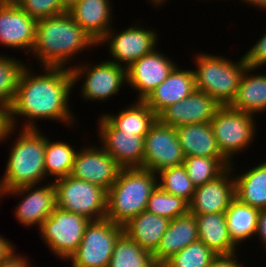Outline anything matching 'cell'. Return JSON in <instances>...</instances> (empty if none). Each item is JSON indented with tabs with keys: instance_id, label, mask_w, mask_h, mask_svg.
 Wrapping results in <instances>:
<instances>
[{
	"instance_id": "cell-38",
	"label": "cell",
	"mask_w": 266,
	"mask_h": 267,
	"mask_svg": "<svg viewBox=\"0 0 266 267\" xmlns=\"http://www.w3.org/2000/svg\"><path fill=\"white\" fill-rule=\"evenodd\" d=\"M247 67L258 69L266 65V30L254 45L243 55Z\"/></svg>"
},
{
	"instance_id": "cell-34",
	"label": "cell",
	"mask_w": 266,
	"mask_h": 267,
	"mask_svg": "<svg viewBox=\"0 0 266 267\" xmlns=\"http://www.w3.org/2000/svg\"><path fill=\"white\" fill-rule=\"evenodd\" d=\"M146 211L170 220L189 212V203L181 197L163 191L158 185L152 191Z\"/></svg>"
},
{
	"instance_id": "cell-29",
	"label": "cell",
	"mask_w": 266,
	"mask_h": 267,
	"mask_svg": "<svg viewBox=\"0 0 266 267\" xmlns=\"http://www.w3.org/2000/svg\"><path fill=\"white\" fill-rule=\"evenodd\" d=\"M259 209L238 201L236 198L225 211L229 236L237 246L255 236Z\"/></svg>"
},
{
	"instance_id": "cell-9",
	"label": "cell",
	"mask_w": 266,
	"mask_h": 267,
	"mask_svg": "<svg viewBox=\"0 0 266 267\" xmlns=\"http://www.w3.org/2000/svg\"><path fill=\"white\" fill-rule=\"evenodd\" d=\"M89 222L90 220L82 215L56 207L40 226L39 233L57 257L68 261L81 243Z\"/></svg>"
},
{
	"instance_id": "cell-11",
	"label": "cell",
	"mask_w": 266,
	"mask_h": 267,
	"mask_svg": "<svg viewBox=\"0 0 266 267\" xmlns=\"http://www.w3.org/2000/svg\"><path fill=\"white\" fill-rule=\"evenodd\" d=\"M137 25V26H136ZM111 28L106 35L99 41L98 45L108 43V49L111 60L117 65L128 68L132 63L140 59L142 56L152 52L158 42L157 31L135 26H128L125 30L116 33ZM122 63V64H121Z\"/></svg>"
},
{
	"instance_id": "cell-16",
	"label": "cell",
	"mask_w": 266,
	"mask_h": 267,
	"mask_svg": "<svg viewBox=\"0 0 266 267\" xmlns=\"http://www.w3.org/2000/svg\"><path fill=\"white\" fill-rule=\"evenodd\" d=\"M37 187V188H36ZM22 196L23 199L15 209V217L22 226L31 227L42 223L50 216L57 207L56 189L53 181L43 187L37 185L21 186L9 191L5 195Z\"/></svg>"
},
{
	"instance_id": "cell-25",
	"label": "cell",
	"mask_w": 266,
	"mask_h": 267,
	"mask_svg": "<svg viewBox=\"0 0 266 267\" xmlns=\"http://www.w3.org/2000/svg\"><path fill=\"white\" fill-rule=\"evenodd\" d=\"M195 217L199 240L218 254L237 253V247L231 240L225 212L192 214Z\"/></svg>"
},
{
	"instance_id": "cell-28",
	"label": "cell",
	"mask_w": 266,
	"mask_h": 267,
	"mask_svg": "<svg viewBox=\"0 0 266 267\" xmlns=\"http://www.w3.org/2000/svg\"><path fill=\"white\" fill-rule=\"evenodd\" d=\"M235 198L257 209L266 208V161L234 175Z\"/></svg>"
},
{
	"instance_id": "cell-18",
	"label": "cell",
	"mask_w": 266,
	"mask_h": 267,
	"mask_svg": "<svg viewBox=\"0 0 266 267\" xmlns=\"http://www.w3.org/2000/svg\"><path fill=\"white\" fill-rule=\"evenodd\" d=\"M220 106L211 96L195 89L182 101L165 108L157 118L161 123L175 128L210 123Z\"/></svg>"
},
{
	"instance_id": "cell-14",
	"label": "cell",
	"mask_w": 266,
	"mask_h": 267,
	"mask_svg": "<svg viewBox=\"0 0 266 267\" xmlns=\"http://www.w3.org/2000/svg\"><path fill=\"white\" fill-rule=\"evenodd\" d=\"M98 132L101 147L122 168H143L144 137L117 130L103 115L99 117Z\"/></svg>"
},
{
	"instance_id": "cell-15",
	"label": "cell",
	"mask_w": 266,
	"mask_h": 267,
	"mask_svg": "<svg viewBox=\"0 0 266 267\" xmlns=\"http://www.w3.org/2000/svg\"><path fill=\"white\" fill-rule=\"evenodd\" d=\"M36 23L14 0H0V44L3 46L30 53L35 43Z\"/></svg>"
},
{
	"instance_id": "cell-30",
	"label": "cell",
	"mask_w": 266,
	"mask_h": 267,
	"mask_svg": "<svg viewBox=\"0 0 266 267\" xmlns=\"http://www.w3.org/2000/svg\"><path fill=\"white\" fill-rule=\"evenodd\" d=\"M108 267H159L153 254L144 250L125 233L115 243Z\"/></svg>"
},
{
	"instance_id": "cell-5",
	"label": "cell",
	"mask_w": 266,
	"mask_h": 267,
	"mask_svg": "<svg viewBox=\"0 0 266 267\" xmlns=\"http://www.w3.org/2000/svg\"><path fill=\"white\" fill-rule=\"evenodd\" d=\"M194 62L196 89L211 96L221 106L230 105L236 96L241 76L247 68L244 58L233 62L211 53H196Z\"/></svg>"
},
{
	"instance_id": "cell-31",
	"label": "cell",
	"mask_w": 266,
	"mask_h": 267,
	"mask_svg": "<svg viewBox=\"0 0 266 267\" xmlns=\"http://www.w3.org/2000/svg\"><path fill=\"white\" fill-rule=\"evenodd\" d=\"M74 146L65 141L51 142L46 137L44 166L46 177L52 176L57 180L71 174L75 155L77 153Z\"/></svg>"
},
{
	"instance_id": "cell-22",
	"label": "cell",
	"mask_w": 266,
	"mask_h": 267,
	"mask_svg": "<svg viewBox=\"0 0 266 267\" xmlns=\"http://www.w3.org/2000/svg\"><path fill=\"white\" fill-rule=\"evenodd\" d=\"M197 240L199 235L194 215L188 212L172 219L157 250L153 253L155 263L160 267L171 256Z\"/></svg>"
},
{
	"instance_id": "cell-27",
	"label": "cell",
	"mask_w": 266,
	"mask_h": 267,
	"mask_svg": "<svg viewBox=\"0 0 266 267\" xmlns=\"http://www.w3.org/2000/svg\"><path fill=\"white\" fill-rule=\"evenodd\" d=\"M103 116L117 130L143 137L158 119L156 113L142 100H135V103L116 114L105 113Z\"/></svg>"
},
{
	"instance_id": "cell-1",
	"label": "cell",
	"mask_w": 266,
	"mask_h": 267,
	"mask_svg": "<svg viewBox=\"0 0 266 267\" xmlns=\"http://www.w3.org/2000/svg\"><path fill=\"white\" fill-rule=\"evenodd\" d=\"M41 69L44 74L38 75L26 65L20 74L14 100L8 109L10 126L15 129L20 116L27 118L23 129H38L35 124L38 119L55 120L69 126L76 121L68 104L74 86L70 68Z\"/></svg>"
},
{
	"instance_id": "cell-12",
	"label": "cell",
	"mask_w": 266,
	"mask_h": 267,
	"mask_svg": "<svg viewBox=\"0 0 266 267\" xmlns=\"http://www.w3.org/2000/svg\"><path fill=\"white\" fill-rule=\"evenodd\" d=\"M143 168L154 173L184 164L185 155L178 141L176 128L158 119L144 137Z\"/></svg>"
},
{
	"instance_id": "cell-4",
	"label": "cell",
	"mask_w": 266,
	"mask_h": 267,
	"mask_svg": "<svg viewBox=\"0 0 266 267\" xmlns=\"http://www.w3.org/2000/svg\"><path fill=\"white\" fill-rule=\"evenodd\" d=\"M18 136L13 141L3 178L0 179L5 191L38 183L40 185L43 179H46L44 166L46 136L40 133L39 128H21Z\"/></svg>"
},
{
	"instance_id": "cell-42",
	"label": "cell",
	"mask_w": 266,
	"mask_h": 267,
	"mask_svg": "<svg viewBox=\"0 0 266 267\" xmlns=\"http://www.w3.org/2000/svg\"><path fill=\"white\" fill-rule=\"evenodd\" d=\"M259 236L262 245L266 246V208L259 210L257 230L255 236Z\"/></svg>"
},
{
	"instance_id": "cell-35",
	"label": "cell",
	"mask_w": 266,
	"mask_h": 267,
	"mask_svg": "<svg viewBox=\"0 0 266 267\" xmlns=\"http://www.w3.org/2000/svg\"><path fill=\"white\" fill-rule=\"evenodd\" d=\"M216 256L212 249L197 240L171 256L160 267H210Z\"/></svg>"
},
{
	"instance_id": "cell-40",
	"label": "cell",
	"mask_w": 266,
	"mask_h": 267,
	"mask_svg": "<svg viewBox=\"0 0 266 267\" xmlns=\"http://www.w3.org/2000/svg\"><path fill=\"white\" fill-rule=\"evenodd\" d=\"M15 128L10 126L9 112L5 107L0 106V142L6 141L10 134L14 133Z\"/></svg>"
},
{
	"instance_id": "cell-47",
	"label": "cell",
	"mask_w": 266,
	"mask_h": 267,
	"mask_svg": "<svg viewBox=\"0 0 266 267\" xmlns=\"http://www.w3.org/2000/svg\"><path fill=\"white\" fill-rule=\"evenodd\" d=\"M2 197H5V190H4L2 182L0 181V198L2 199Z\"/></svg>"
},
{
	"instance_id": "cell-33",
	"label": "cell",
	"mask_w": 266,
	"mask_h": 267,
	"mask_svg": "<svg viewBox=\"0 0 266 267\" xmlns=\"http://www.w3.org/2000/svg\"><path fill=\"white\" fill-rule=\"evenodd\" d=\"M157 185L169 194L183 198L188 203L191 202L195 186L189 178L184 165L168 167L157 173Z\"/></svg>"
},
{
	"instance_id": "cell-45",
	"label": "cell",
	"mask_w": 266,
	"mask_h": 267,
	"mask_svg": "<svg viewBox=\"0 0 266 267\" xmlns=\"http://www.w3.org/2000/svg\"><path fill=\"white\" fill-rule=\"evenodd\" d=\"M62 7L69 11L71 7L78 1V0H60Z\"/></svg>"
},
{
	"instance_id": "cell-20",
	"label": "cell",
	"mask_w": 266,
	"mask_h": 267,
	"mask_svg": "<svg viewBox=\"0 0 266 267\" xmlns=\"http://www.w3.org/2000/svg\"><path fill=\"white\" fill-rule=\"evenodd\" d=\"M195 89L193 70H182L177 65L169 76L147 96L144 102L158 116L165 108L182 101Z\"/></svg>"
},
{
	"instance_id": "cell-39",
	"label": "cell",
	"mask_w": 266,
	"mask_h": 267,
	"mask_svg": "<svg viewBox=\"0 0 266 267\" xmlns=\"http://www.w3.org/2000/svg\"><path fill=\"white\" fill-rule=\"evenodd\" d=\"M236 253L233 254H218L211 262L210 267H246L239 264Z\"/></svg>"
},
{
	"instance_id": "cell-44",
	"label": "cell",
	"mask_w": 266,
	"mask_h": 267,
	"mask_svg": "<svg viewBox=\"0 0 266 267\" xmlns=\"http://www.w3.org/2000/svg\"><path fill=\"white\" fill-rule=\"evenodd\" d=\"M243 3L245 2L247 5H252L258 8L266 9V0H242Z\"/></svg>"
},
{
	"instance_id": "cell-37",
	"label": "cell",
	"mask_w": 266,
	"mask_h": 267,
	"mask_svg": "<svg viewBox=\"0 0 266 267\" xmlns=\"http://www.w3.org/2000/svg\"><path fill=\"white\" fill-rule=\"evenodd\" d=\"M28 16L34 20H42L67 12L60 0H14Z\"/></svg>"
},
{
	"instance_id": "cell-8",
	"label": "cell",
	"mask_w": 266,
	"mask_h": 267,
	"mask_svg": "<svg viewBox=\"0 0 266 267\" xmlns=\"http://www.w3.org/2000/svg\"><path fill=\"white\" fill-rule=\"evenodd\" d=\"M123 233V226L109 219L90 221L77 250L68 259L71 267H108L115 243Z\"/></svg>"
},
{
	"instance_id": "cell-46",
	"label": "cell",
	"mask_w": 266,
	"mask_h": 267,
	"mask_svg": "<svg viewBox=\"0 0 266 267\" xmlns=\"http://www.w3.org/2000/svg\"><path fill=\"white\" fill-rule=\"evenodd\" d=\"M165 1L167 0H150L149 2H151V4H155V6H161Z\"/></svg>"
},
{
	"instance_id": "cell-6",
	"label": "cell",
	"mask_w": 266,
	"mask_h": 267,
	"mask_svg": "<svg viewBox=\"0 0 266 267\" xmlns=\"http://www.w3.org/2000/svg\"><path fill=\"white\" fill-rule=\"evenodd\" d=\"M57 208L82 215L90 221L104 219L107 213V191L71 175L53 180Z\"/></svg>"
},
{
	"instance_id": "cell-3",
	"label": "cell",
	"mask_w": 266,
	"mask_h": 267,
	"mask_svg": "<svg viewBox=\"0 0 266 267\" xmlns=\"http://www.w3.org/2000/svg\"><path fill=\"white\" fill-rule=\"evenodd\" d=\"M157 177V173L142 167L121 169L117 180L107 191L105 218L123 226L145 211L157 186Z\"/></svg>"
},
{
	"instance_id": "cell-2",
	"label": "cell",
	"mask_w": 266,
	"mask_h": 267,
	"mask_svg": "<svg viewBox=\"0 0 266 267\" xmlns=\"http://www.w3.org/2000/svg\"><path fill=\"white\" fill-rule=\"evenodd\" d=\"M93 46L98 44L65 12L37 21L31 54L40 67L69 68V60Z\"/></svg>"
},
{
	"instance_id": "cell-32",
	"label": "cell",
	"mask_w": 266,
	"mask_h": 267,
	"mask_svg": "<svg viewBox=\"0 0 266 267\" xmlns=\"http://www.w3.org/2000/svg\"><path fill=\"white\" fill-rule=\"evenodd\" d=\"M231 164L225 157L191 156L185 157L183 165L193 185L198 187L220 176Z\"/></svg>"
},
{
	"instance_id": "cell-21",
	"label": "cell",
	"mask_w": 266,
	"mask_h": 267,
	"mask_svg": "<svg viewBox=\"0 0 266 267\" xmlns=\"http://www.w3.org/2000/svg\"><path fill=\"white\" fill-rule=\"evenodd\" d=\"M110 0H78L69 11L74 21L98 44L112 28Z\"/></svg>"
},
{
	"instance_id": "cell-17",
	"label": "cell",
	"mask_w": 266,
	"mask_h": 267,
	"mask_svg": "<svg viewBox=\"0 0 266 267\" xmlns=\"http://www.w3.org/2000/svg\"><path fill=\"white\" fill-rule=\"evenodd\" d=\"M177 66L165 54L156 48L142 56L127 68V84L139 91L137 100L144 101L147 96L158 87Z\"/></svg>"
},
{
	"instance_id": "cell-24",
	"label": "cell",
	"mask_w": 266,
	"mask_h": 267,
	"mask_svg": "<svg viewBox=\"0 0 266 267\" xmlns=\"http://www.w3.org/2000/svg\"><path fill=\"white\" fill-rule=\"evenodd\" d=\"M185 157H224L217 145L210 123H196L176 128Z\"/></svg>"
},
{
	"instance_id": "cell-23",
	"label": "cell",
	"mask_w": 266,
	"mask_h": 267,
	"mask_svg": "<svg viewBox=\"0 0 266 267\" xmlns=\"http://www.w3.org/2000/svg\"><path fill=\"white\" fill-rule=\"evenodd\" d=\"M170 219L143 211L125 225L124 233L144 250L154 253L166 232Z\"/></svg>"
},
{
	"instance_id": "cell-43",
	"label": "cell",
	"mask_w": 266,
	"mask_h": 267,
	"mask_svg": "<svg viewBox=\"0 0 266 267\" xmlns=\"http://www.w3.org/2000/svg\"><path fill=\"white\" fill-rule=\"evenodd\" d=\"M15 248L11 241L0 235V263L15 252Z\"/></svg>"
},
{
	"instance_id": "cell-7",
	"label": "cell",
	"mask_w": 266,
	"mask_h": 267,
	"mask_svg": "<svg viewBox=\"0 0 266 267\" xmlns=\"http://www.w3.org/2000/svg\"><path fill=\"white\" fill-rule=\"evenodd\" d=\"M256 115L220 106L210 124L221 154L232 163L235 154L252 144L256 134Z\"/></svg>"
},
{
	"instance_id": "cell-41",
	"label": "cell",
	"mask_w": 266,
	"mask_h": 267,
	"mask_svg": "<svg viewBox=\"0 0 266 267\" xmlns=\"http://www.w3.org/2000/svg\"><path fill=\"white\" fill-rule=\"evenodd\" d=\"M27 257L13 252L7 259L0 263V267H32Z\"/></svg>"
},
{
	"instance_id": "cell-19",
	"label": "cell",
	"mask_w": 266,
	"mask_h": 267,
	"mask_svg": "<svg viewBox=\"0 0 266 267\" xmlns=\"http://www.w3.org/2000/svg\"><path fill=\"white\" fill-rule=\"evenodd\" d=\"M233 161L220 176L195 188L189 203L191 214L222 213L235 199ZM232 177V178H231Z\"/></svg>"
},
{
	"instance_id": "cell-10",
	"label": "cell",
	"mask_w": 266,
	"mask_h": 267,
	"mask_svg": "<svg viewBox=\"0 0 266 267\" xmlns=\"http://www.w3.org/2000/svg\"><path fill=\"white\" fill-rule=\"evenodd\" d=\"M92 66V67H91ZM73 85L83 78L81 93L85 100L105 101L115 96L127 84V68L108 60L96 65L81 63L78 66H69Z\"/></svg>"
},
{
	"instance_id": "cell-13",
	"label": "cell",
	"mask_w": 266,
	"mask_h": 267,
	"mask_svg": "<svg viewBox=\"0 0 266 267\" xmlns=\"http://www.w3.org/2000/svg\"><path fill=\"white\" fill-rule=\"evenodd\" d=\"M121 169L117 161L102 147L88 145L82 150L78 149L70 175L108 191L117 180Z\"/></svg>"
},
{
	"instance_id": "cell-26",
	"label": "cell",
	"mask_w": 266,
	"mask_h": 267,
	"mask_svg": "<svg viewBox=\"0 0 266 267\" xmlns=\"http://www.w3.org/2000/svg\"><path fill=\"white\" fill-rule=\"evenodd\" d=\"M254 70L255 68L250 67L245 69L236 96L229 105L233 109L253 115L266 110V75H253Z\"/></svg>"
},
{
	"instance_id": "cell-36",
	"label": "cell",
	"mask_w": 266,
	"mask_h": 267,
	"mask_svg": "<svg viewBox=\"0 0 266 267\" xmlns=\"http://www.w3.org/2000/svg\"><path fill=\"white\" fill-rule=\"evenodd\" d=\"M2 55L0 54V106L9 109L14 100L20 74L26 64L14 57Z\"/></svg>"
}]
</instances>
